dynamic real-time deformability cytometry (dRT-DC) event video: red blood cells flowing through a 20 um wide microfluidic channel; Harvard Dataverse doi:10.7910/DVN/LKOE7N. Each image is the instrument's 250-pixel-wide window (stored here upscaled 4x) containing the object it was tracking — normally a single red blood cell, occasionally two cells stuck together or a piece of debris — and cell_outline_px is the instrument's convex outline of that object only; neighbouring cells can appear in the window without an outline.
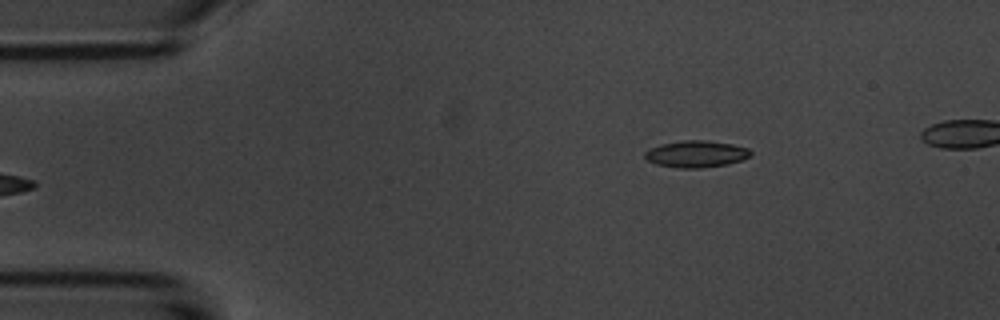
{"species": "common noctule bat (a hibernating species)", "species_latin": "Nyctalus noctula", "temperature_condition": "room temperature", "stored_images_in_passage": 5, "camera_frame_rate_fps": 3000, "um_per_image_px": 0.085, "animal": {"sex": "male", "body_mass_g": 20.1, "forearm_length_mm": 53.5}, "frame": {"image": 1, "passage_image": 5, "time_ms": 5.667, "image_size_px": [1000, 320], "cell_outline_px": [[752, 152], [748, 156], [740, 160], [728, 164], [700, 168], [680, 168], [656, 164], [648, 160], [644, 156], [644, 152], [648, 148], [660, 144], [684, 140], [708, 140], [732, 144], [748, 148]], "centroid_in_image_um": [59.14, 13.08], "position_along_channel_um": 25.9, "area_um2": 16.47}}